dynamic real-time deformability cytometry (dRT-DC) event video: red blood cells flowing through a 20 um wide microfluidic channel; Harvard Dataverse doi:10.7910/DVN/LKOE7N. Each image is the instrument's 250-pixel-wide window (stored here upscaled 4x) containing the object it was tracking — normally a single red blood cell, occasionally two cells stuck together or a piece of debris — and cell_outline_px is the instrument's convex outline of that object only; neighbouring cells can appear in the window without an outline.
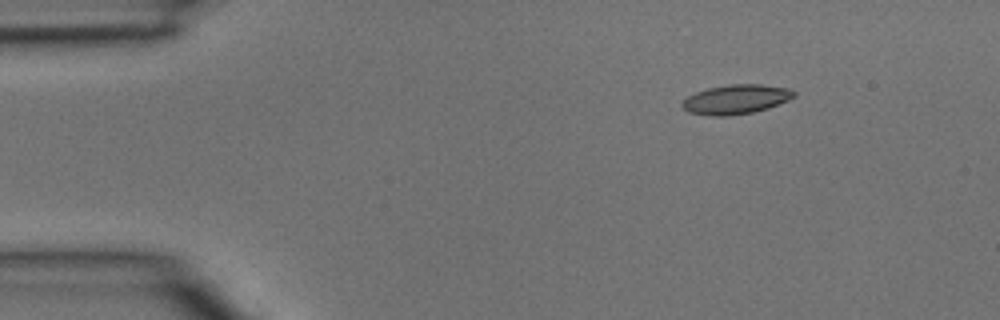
{"species": "common noctule bat (a hibernating species)", "species_latin": "Nyctalus noctula", "temperature_condition": "room temperature", "stored_images_in_passage": 4, "segment_of_instrument_passage": [2, 2], "camera_frame_rate_fps": 3000, "um_per_image_px": 0.085, "animal": {"sex": "male", "body_mass_g": 15.6}, "frame": {"image": 1, "passage_image": 4, "time_ms": 1.0, "image_size_px": [1000, 320], "cell_outline_px": [[796, 96], [788, 100], [768, 108], [752, 112], [728, 116], [708, 116], [688, 112], [680, 104], [688, 96], [696, 92], [708, 88], [732, 84], [760, 84], [792, 88], [796, 92]], "centroid_in_image_um": [62.58, 8.44], "position_along_channel_um": 22.4, "area_um2": 19.25}}